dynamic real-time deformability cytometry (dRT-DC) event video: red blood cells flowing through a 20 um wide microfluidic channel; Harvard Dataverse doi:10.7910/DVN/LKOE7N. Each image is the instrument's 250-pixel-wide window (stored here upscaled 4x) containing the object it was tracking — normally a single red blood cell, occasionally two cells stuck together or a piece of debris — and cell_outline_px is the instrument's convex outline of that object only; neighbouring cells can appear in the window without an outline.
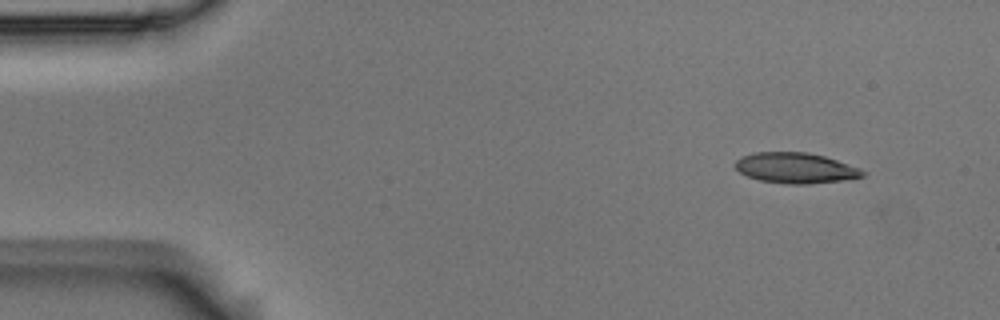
{"species": "Egyptian fruit bat (a non-hibernating species)", "species_latin": "Rousettus aegyptiacus", "temperature_condition": "room temperature", "stored_images_in_passage": 4, "camera_frame_rate_fps": 3000, "um_per_image_px": 0.085, "animal": {"sex": "male"}, "frame": {"image": 1, "passage_image": 1, "time_ms": 0.0, "image_size_px": [1000, 320], "cell_outline_px": [[868, 172], [864, 176], [844, 180], [808, 184], [788, 184], [760, 180], [748, 176], [740, 172], [736, 168], [736, 160], [740, 156], [752, 152], [808, 152], [824, 156], [860, 168]], "centroid_in_image_um": [67.64, 14.27], "position_along_channel_um": 17.4, "area_um2": 22.72}}